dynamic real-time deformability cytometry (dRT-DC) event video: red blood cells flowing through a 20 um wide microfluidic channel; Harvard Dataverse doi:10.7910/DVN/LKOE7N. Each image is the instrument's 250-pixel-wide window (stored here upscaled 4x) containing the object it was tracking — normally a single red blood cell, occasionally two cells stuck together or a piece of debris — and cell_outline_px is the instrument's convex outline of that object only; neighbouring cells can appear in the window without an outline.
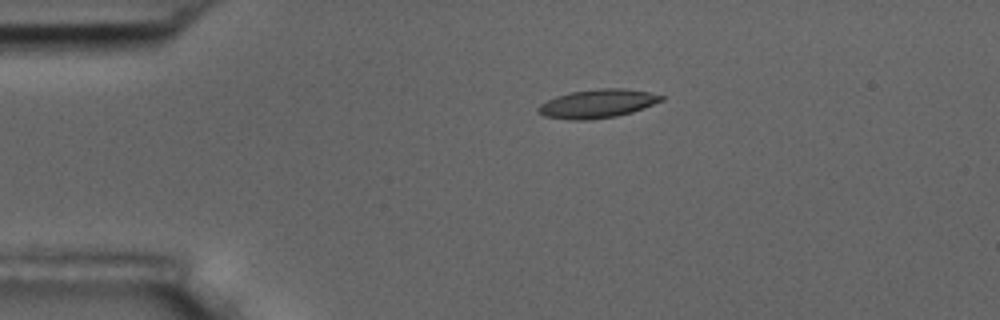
{"species": "common noctule bat (a hibernating species)", "species_latin": "Nyctalus noctula", "temperature_condition": "room temperature", "stored_images_in_passage": 4, "camera_frame_rate_fps": 3000, "um_per_image_px": 0.085, "animal": {"sex": "male", "body_mass_g": 17.5, "forearm_length_mm": 52.3}, "frame": {"image": 1, "passage_image": 1, "time_ms": 0.0, "image_size_px": [1000, 320], "cell_outline_px": [[664, 100], [644, 108], [632, 112], [616, 116], [588, 120], [568, 120], [544, 116], [536, 108], [540, 104], [556, 96], [572, 92], [600, 88], [624, 88], [648, 92], [664, 96]], "centroid_in_image_um": [50.79, 8.81], "position_along_channel_um": 34.2, "area_um2": 20.46}}
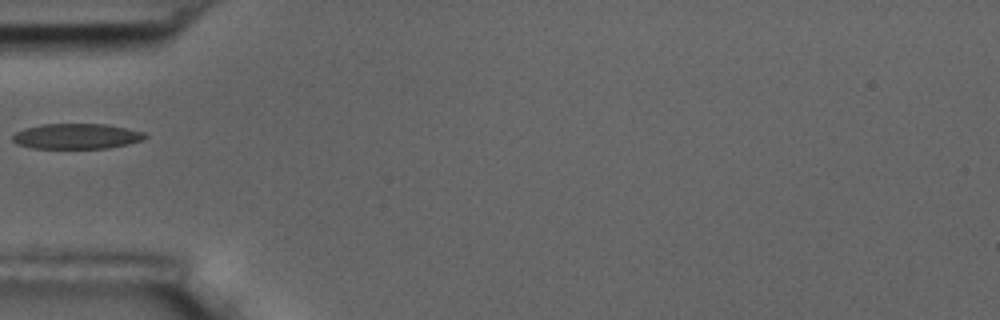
{"frame": {"image": 2, "passage_image": 3, "time_ms": 2.333, "image_size_px": [1000, 320], "cell_outline_px": [[148, 136], [140, 140], [128, 144], [108, 148], [32, 148], [16, 144], [12, 140], [12, 136], [16, 132], [24, 128], [40, 124], [108, 124], [144, 132]], "centroid_in_image_um": [6.48, 11.58], "position_along_channel_um": 78.5, "area_um2": 19.59}}